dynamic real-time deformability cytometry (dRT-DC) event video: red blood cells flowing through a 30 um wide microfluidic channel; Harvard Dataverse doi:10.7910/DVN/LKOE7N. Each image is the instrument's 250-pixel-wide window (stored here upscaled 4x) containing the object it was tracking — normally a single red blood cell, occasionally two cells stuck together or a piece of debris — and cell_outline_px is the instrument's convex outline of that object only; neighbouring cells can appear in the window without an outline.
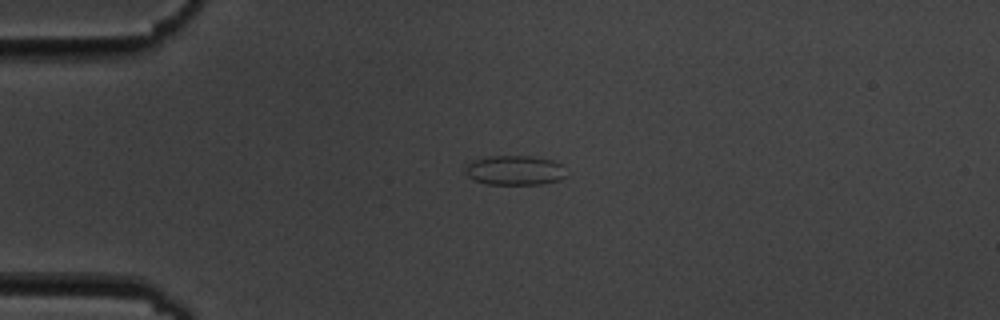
{"species": "common noctule bat (a hibernating species)", "species_latin": "Nyctalus noctula", "temperature_condition": "cold", "stored_images_in_passage": 1, "camera_frame_rate_fps": 3000, "um_per_image_px": 0.085, "animal": {"sex": "male", "body_mass_g": 19.5, "forearm_length_mm": 54.6}, "frame": {"image": 1, "passage_image": 1, "time_ms": 0.0, "image_size_px": [1000, 320], "cell_outline_px": [[564, 176], [560, 180], [540, 184], [488, 184], [476, 180], [468, 176], [464, 168], [472, 160], [488, 156], [532, 156], [552, 160], [560, 164]], "centroid_in_image_um": [43.71, 14.47], "position_along_channel_um": 41.3, "area_um2": 17.17}}